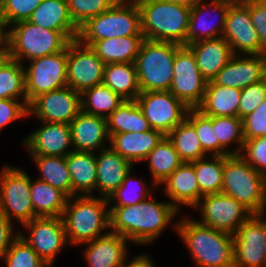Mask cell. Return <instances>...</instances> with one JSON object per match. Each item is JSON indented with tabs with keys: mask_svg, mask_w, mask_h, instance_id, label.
Masks as SVG:
<instances>
[{
	"mask_svg": "<svg viewBox=\"0 0 266 267\" xmlns=\"http://www.w3.org/2000/svg\"><path fill=\"white\" fill-rule=\"evenodd\" d=\"M109 207L110 232L136 245L154 243L181 213L168 201H156L153 194L135 205Z\"/></svg>",
	"mask_w": 266,
	"mask_h": 267,
	"instance_id": "obj_1",
	"label": "cell"
},
{
	"mask_svg": "<svg viewBox=\"0 0 266 267\" xmlns=\"http://www.w3.org/2000/svg\"><path fill=\"white\" fill-rule=\"evenodd\" d=\"M180 218L172 229L196 267H234V235L202 225L189 215Z\"/></svg>",
	"mask_w": 266,
	"mask_h": 267,
	"instance_id": "obj_2",
	"label": "cell"
},
{
	"mask_svg": "<svg viewBox=\"0 0 266 267\" xmlns=\"http://www.w3.org/2000/svg\"><path fill=\"white\" fill-rule=\"evenodd\" d=\"M109 205L108 199L94 195L68 198L61 217L71 247L91 242L110 232Z\"/></svg>",
	"mask_w": 266,
	"mask_h": 267,
	"instance_id": "obj_3",
	"label": "cell"
},
{
	"mask_svg": "<svg viewBox=\"0 0 266 267\" xmlns=\"http://www.w3.org/2000/svg\"><path fill=\"white\" fill-rule=\"evenodd\" d=\"M145 39L187 46L191 8L159 0H135Z\"/></svg>",
	"mask_w": 266,
	"mask_h": 267,
	"instance_id": "obj_4",
	"label": "cell"
},
{
	"mask_svg": "<svg viewBox=\"0 0 266 267\" xmlns=\"http://www.w3.org/2000/svg\"><path fill=\"white\" fill-rule=\"evenodd\" d=\"M221 193L235 198L253 215H258L266 208V176L240 154L226 155Z\"/></svg>",
	"mask_w": 266,
	"mask_h": 267,
	"instance_id": "obj_5",
	"label": "cell"
},
{
	"mask_svg": "<svg viewBox=\"0 0 266 267\" xmlns=\"http://www.w3.org/2000/svg\"><path fill=\"white\" fill-rule=\"evenodd\" d=\"M135 35H143L138 4L135 0H119L81 26L78 40L90 47L98 40Z\"/></svg>",
	"mask_w": 266,
	"mask_h": 267,
	"instance_id": "obj_6",
	"label": "cell"
},
{
	"mask_svg": "<svg viewBox=\"0 0 266 267\" xmlns=\"http://www.w3.org/2000/svg\"><path fill=\"white\" fill-rule=\"evenodd\" d=\"M10 58L31 61L63 51L71 42L62 32L42 28L27 21L13 24L5 30Z\"/></svg>",
	"mask_w": 266,
	"mask_h": 267,
	"instance_id": "obj_7",
	"label": "cell"
},
{
	"mask_svg": "<svg viewBox=\"0 0 266 267\" xmlns=\"http://www.w3.org/2000/svg\"><path fill=\"white\" fill-rule=\"evenodd\" d=\"M181 45L144 39L135 59L141 92L169 91L173 80V62Z\"/></svg>",
	"mask_w": 266,
	"mask_h": 267,
	"instance_id": "obj_8",
	"label": "cell"
},
{
	"mask_svg": "<svg viewBox=\"0 0 266 267\" xmlns=\"http://www.w3.org/2000/svg\"><path fill=\"white\" fill-rule=\"evenodd\" d=\"M0 171V213L21 226L35 215L30 195V176L24 168L4 165Z\"/></svg>",
	"mask_w": 266,
	"mask_h": 267,
	"instance_id": "obj_9",
	"label": "cell"
},
{
	"mask_svg": "<svg viewBox=\"0 0 266 267\" xmlns=\"http://www.w3.org/2000/svg\"><path fill=\"white\" fill-rule=\"evenodd\" d=\"M199 210L197 222L234 235L253 214L235 198L223 193L203 196L193 209Z\"/></svg>",
	"mask_w": 266,
	"mask_h": 267,
	"instance_id": "obj_10",
	"label": "cell"
},
{
	"mask_svg": "<svg viewBox=\"0 0 266 267\" xmlns=\"http://www.w3.org/2000/svg\"><path fill=\"white\" fill-rule=\"evenodd\" d=\"M25 68L26 100L68 86L67 47L56 54L45 55L29 61Z\"/></svg>",
	"mask_w": 266,
	"mask_h": 267,
	"instance_id": "obj_11",
	"label": "cell"
},
{
	"mask_svg": "<svg viewBox=\"0 0 266 267\" xmlns=\"http://www.w3.org/2000/svg\"><path fill=\"white\" fill-rule=\"evenodd\" d=\"M135 101L151 128L165 136L186 119L190 109L170 91L141 92Z\"/></svg>",
	"mask_w": 266,
	"mask_h": 267,
	"instance_id": "obj_12",
	"label": "cell"
},
{
	"mask_svg": "<svg viewBox=\"0 0 266 267\" xmlns=\"http://www.w3.org/2000/svg\"><path fill=\"white\" fill-rule=\"evenodd\" d=\"M28 235L18 231L32 249L53 267L58 254L70 246L67 240L62 217H37L22 225Z\"/></svg>",
	"mask_w": 266,
	"mask_h": 267,
	"instance_id": "obj_13",
	"label": "cell"
},
{
	"mask_svg": "<svg viewBox=\"0 0 266 267\" xmlns=\"http://www.w3.org/2000/svg\"><path fill=\"white\" fill-rule=\"evenodd\" d=\"M173 80L170 92L188 108L196 109L202 102L207 81L196 64L193 52L181 46L173 62Z\"/></svg>",
	"mask_w": 266,
	"mask_h": 267,
	"instance_id": "obj_14",
	"label": "cell"
},
{
	"mask_svg": "<svg viewBox=\"0 0 266 267\" xmlns=\"http://www.w3.org/2000/svg\"><path fill=\"white\" fill-rule=\"evenodd\" d=\"M81 111V93L70 86L40 94L28 104V117L44 122L70 124Z\"/></svg>",
	"mask_w": 266,
	"mask_h": 267,
	"instance_id": "obj_15",
	"label": "cell"
},
{
	"mask_svg": "<svg viewBox=\"0 0 266 267\" xmlns=\"http://www.w3.org/2000/svg\"><path fill=\"white\" fill-rule=\"evenodd\" d=\"M105 63L96 53L78 39L67 46V84L74 91L100 85L103 81Z\"/></svg>",
	"mask_w": 266,
	"mask_h": 267,
	"instance_id": "obj_16",
	"label": "cell"
},
{
	"mask_svg": "<svg viewBox=\"0 0 266 267\" xmlns=\"http://www.w3.org/2000/svg\"><path fill=\"white\" fill-rule=\"evenodd\" d=\"M222 37L235 55H262L260 39L251 22L249 0L230 5Z\"/></svg>",
	"mask_w": 266,
	"mask_h": 267,
	"instance_id": "obj_17",
	"label": "cell"
},
{
	"mask_svg": "<svg viewBox=\"0 0 266 267\" xmlns=\"http://www.w3.org/2000/svg\"><path fill=\"white\" fill-rule=\"evenodd\" d=\"M234 267H266V226L258 215L234 234Z\"/></svg>",
	"mask_w": 266,
	"mask_h": 267,
	"instance_id": "obj_18",
	"label": "cell"
},
{
	"mask_svg": "<svg viewBox=\"0 0 266 267\" xmlns=\"http://www.w3.org/2000/svg\"><path fill=\"white\" fill-rule=\"evenodd\" d=\"M40 127L22 141L29 155L66 157L73 151L70 125L39 121Z\"/></svg>",
	"mask_w": 266,
	"mask_h": 267,
	"instance_id": "obj_19",
	"label": "cell"
},
{
	"mask_svg": "<svg viewBox=\"0 0 266 267\" xmlns=\"http://www.w3.org/2000/svg\"><path fill=\"white\" fill-rule=\"evenodd\" d=\"M208 1V0H206ZM201 0L191 8L188 31L187 46L200 40L214 39L222 36L230 3L209 0ZM212 12V13H211ZM211 13V14H210ZM215 15L214 20L206 16ZM215 22V23H214Z\"/></svg>",
	"mask_w": 266,
	"mask_h": 267,
	"instance_id": "obj_20",
	"label": "cell"
},
{
	"mask_svg": "<svg viewBox=\"0 0 266 267\" xmlns=\"http://www.w3.org/2000/svg\"><path fill=\"white\" fill-rule=\"evenodd\" d=\"M266 77V54L233 55L212 80L214 84L245 89Z\"/></svg>",
	"mask_w": 266,
	"mask_h": 267,
	"instance_id": "obj_21",
	"label": "cell"
},
{
	"mask_svg": "<svg viewBox=\"0 0 266 267\" xmlns=\"http://www.w3.org/2000/svg\"><path fill=\"white\" fill-rule=\"evenodd\" d=\"M69 125L73 151L97 153L109 147L110 136L105 117L81 111Z\"/></svg>",
	"mask_w": 266,
	"mask_h": 267,
	"instance_id": "obj_22",
	"label": "cell"
},
{
	"mask_svg": "<svg viewBox=\"0 0 266 267\" xmlns=\"http://www.w3.org/2000/svg\"><path fill=\"white\" fill-rule=\"evenodd\" d=\"M134 166L110 146L96 153V192L108 199Z\"/></svg>",
	"mask_w": 266,
	"mask_h": 267,
	"instance_id": "obj_23",
	"label": "cell"
},
{
	"mask_svg": "<svg viewBox=\"0 0 266 267\" xmlns=\"http://www.w3.org/2000/svg\"><path fill=\"white\" fill-rule=\"evenodd\" d=\"M162 184L163 194L179 212L182 206L193 209L201 199L192 162H183Z\"/></svg>",
	"mask_w": 266,
	"mask_h": 267,
	"instance_id": "obj_24",
	"label": "cell"
},
{
	"mask_svg": "<svg viewBox=\"0 0 266 267\" xmlns=\"http://www.w3.org/2000/svg\"><path fill=\"white\" fill-rule=\"evenodd\" d=\"M129 240L119 234H107L84 245L83 258L88 267H121L128 255Z\"/></svg>",
	"mask_w": 266,
	"mask_h": 267,
	"instance_id": "obj_25",
	"label": "cell"
},
{
	"mask_svg": "<svg viewBox=\"0 0 266 267\" xmlns=\"http://www.w3.org/2000/svg\"><path fill=\"white\" fill-rule=\"evenodd\" d=\"M187 47L193 52L199 71L207 82L212 81L234 55L222 36L200 40Z\"/></svg>",
	"mask_w": 266,
	"mask_h": 267,
	"instance_id": "obj_26",
	"label": "cell"
},
{
	"mask_svg": "<svg viewBox=\"0 0 266 267\" xmlns=\"http://www.w3.org/2000/svg\"><path fill=\"white\" fill-rule=\"evenodd\" d=\"M164 137L162 132L154 129L145 132L118 133L110 137L109 146L135 166L136 162H144Z\"/></svg>",
	"mask_w": 266,
	"mask_h": 267,
	"instance_id": "obj_27",
	"label": "cell"
},
{
	"mask_svg": "<svg viewBox=\"0 0 266 267\" xmlns=\"http://www.w3.org/2000/svg\"><path fill=\"white\" fill-rule=\"evenodd\" d=\"M28 21L42 28L60 31L70 41L78 39L79 28L70 17L66 0H42Z\"/></svg>",
	"mask_w": 266,
	"mask_h": 267,
	"instance_id": "obj_28",
	"label": "cell"
},
{
	"mask_svg": "<svg viewBox=\"0 0 266 267\" xmlns=\"http://www.w3.org/2000/svg\"><path fill=\"white\" fill-rule=\"evenodd\" d=\"M72 181V196L96 192V153L72 151L66 156Z\"/></svg>",
	"mask_w": 266,
	"mask_h": 267,
	"instance_id": "obj_29",
	"label": "cell"
},
{
	"mask_svg": "<svg viewBox=\"0 0 266 267\" xmlns=\"http://www.w3.org/2000/svg\"><path fill=\"white\" fill-rule=\"evenodd\" d=\"M241 89L230 88L207 82L201 104L196 108L208 117H238Z\"/></svg>",
	"mask_w": 266,
	"mask_h": 267,
	"instance_id": "obj_30",
	"label": "cell"
},
{
	"mask_svg": "<svg viewBox=\"0 0 266 267\" xmlns=\"http://www.w3.org/2000/svg\"><path fill=\"white\" fill-rule=\"evenodd\" d=\"M144 39L143 35L102 39L90 48L105 64L134 63Z\"/></svg>",
	"mask_w": 266,
	"mask_h": 267,
	"instance_id": "obj_31",
	"label": "cell"
},
{
	"mask_svg": "<svg viewBox=\"0 0 266 267\" xmlns=\"http://www.w3.org/2000/svg\"><path fill=\"white\" fill-rule=\"evenodd\" d=\"M30 195L37 217H61L69 198L63 191L47 182L31 177Z\"/></svg>",
	"mask_w": 266,
	"mask_h": 267,
	"instance_id": "obj_32",
	"label": "cell"
},
{
	"mask_svg": "<svg viewBox=\"0 0 266 267\" xmlns=\"http://www.w3.org/2000/svg\"><path fill=\"white\" fill-rule=\"evenodd\" d=\"M102 84L124 100H135L141 93L134 63L106 64Z\"/></svg>",
	"mask_w": 266,
	"mask_h": 267,
	"instance_id": "obj_33",
	"label": "cell"
},
{
	"mask_svg": "<svg viewBox=\"0 0 266 267\" xmlns=\"http://www.w3.org/2000/svg\"><path fill=\"white\" fill-rule=\"evenodd\" d=\"M148 161L151 183L158 189L162 183L183 163L172 142L165 136L149 153L144 162Z\"/></svg>",
	"mask_w": 266,
	"mask_h": 267,
	"instance_id": "obj_34",
	"label": "cell"
},
{
	"mask_svg": "<svg viewBox=\"0 0 266 267\" xmlns=\"http://www.w3.org/2000/svg\"><path fill=\"white\" fill-rule=\"evenodd\" d=\"M108 134L152 130L135 100H124L107 118Z\"/></svg>",
	"mask_w": 266,
	"mask_h": 267,
	"instance_id": "obj_35",
	"label": "cell"
},
{
	"mask_svg": "<svg viewBox=\"0 0 266 267\" xmlns=\"http://www.w3.org/2000/svg\"><path fill=\"white\" fill-rule=\"evenodd\" d=\"M40 175L37 179L47 182L54 188L72 197V181L66 157L30 155Z\"/></svg>",
	"mask_w": 266,
	"mask_h": 267,
	"instance_id": "obj_36",
	"label": "cell"
},
{
	"mask_svg": "<svg viewBox=\"0 0 266 267\" xmlns=\"http://www.w3.org/2000/svg\"><path fill=\"white\" fill-rule=\"evenodd\" d=\"M216 139H219V156L239 155L244 146L243 121L239 117H213ZM232 144L236 146L231 149Z\"/></svg>",
	"mask_w": 266,
	"mask_h": 267,
	"instance_id": "obj_37",
	"label": "cell"
},
{
	"mask_svg": "<svg viewBox=\"0 0 266 267\" xmlns=\"http://www.w3.org/2000/svg\"><path fill=\"white\" fill-rule=\"evenodd\" d=\"M224 161L225 156H206L192 161L201 198L205 195L221 193Z\"/></svg>",
	"mask_w": 266,
	"mask_h": 267,
	"instance_id": "obj_38",
	"label": "cell"
},
{
	"mask_svg": "<svg viewBox=\"0 0 266 267\" xmlns=\"http://www.w3.org/2000/svg\"><path fill=\"white\" fill-rule=\"evenodd\" d=\"M124 99L109 87L100 84L81 93L82 111L107 118Z\"/></svg>",
	"mask_w": 266,
	"mask_h": 267,
	"instance_id": "obj_39",
	"label": "cell"
},
{
	"mask_svg": "<svg viewBox=\"0 0 266 267\" xmlns=\"http://www.w3.org/2000/svg\"><path fill=\"white\" fill-rule=\"evenodd\" d=\"M167 137L183 162H192L208 156L201 147L195 128L186 119Z\"/></svg>",
	"mask_w": 266,
	"mask_h": 267,
	"instance_id": "obj_40",
	"label": "cell"
},
{
	"mask_svg": "<svg viewBox=\"0 0 266 267\" xmlns=\"http://www.w3.org/2000/svg\"><path fill=\"white\" fill-rule=\"evenodd\" d=\"M133 170L134 168L130 170L119 188L108 198L111 204L109 206L135 205L151 196L154 193L153 190H159L153 183L148 186L145 180L133 177ZM151 185L154 186L153 189Z\"/></svg>",
	"mask_w": 266,
	"mask_h": 267,
	"instance_id": "obj_41",
	"label": "cell"
},
{
	"mask_svg": "<svg viewBox=\"0 0 266 267\" xmlns=\"http://www.w3.org/2000/svg\"><path fill=\"white\" fill-rule=\"evenodd\" d=\"M0 99H26L25 68L9 58L0 68Z\"/></svg>",
	"mask_w": 266,
	"mask_h": 267,
	"instance_id": "obj_42",
	"label": "cell"
},
{
	"mask_svg": "<svg viewBox=\"0 0 266 267\" xmlns=\"http://www.w3.org/2000/svg\"><path fill=\"white\" fill-rule=\"evenodd\" d=\"M186 120L195 128L203 151L208 156H219V139H216L213 117H208L197 109H189Z\"/></svg>",
	"mask_w": 266,
	"mask_h": 267,
	"instance_id": "obj_43",
	"label": "cell"
},
{
	"mask_svg": "<svg viewBox=\"0 0 266 267\" xmlns=\"http://www.w3.org/2000/svg\"><path fill=\"white\" fill-rule=\"evenodd\" d=\"M2 262L6 267H50L20 235L12 241Z\"/></svg>",
	"mask_w": 266,
	"mask_h": 267,
	"instance_id": "obj_44",
	"label": "cell"
},
{
	"mask_svg": "<svg viewBox=\"0 0 266 267\" xmlns=\"http://www.w3.org/2000/svg\"><path fill=\"white\" fill-rule=\"evenodd\" d=\"M70 17L80 28L90 18L110 9L119 0H66Z\"/></svg>",
	"mask_w": 266,
	"mask_h": 267,
	"instance_id": "obj_45",
	"label": "cell"
},
{
	"mask_svg": "<svg viewBox=\"0 0 266 267\" xmlns=\"http://www.w3.org/2000/svg\"><path fill=\"white\" fill-rule=\"evenodd\" d=\"M42 0H5L0 9V22L4 30L13 24L27 21Z\"/></svg>",
	"mask_w": 266,
	"mask_h": 267,
	"instance_id": "obj_46",
	"label": "cell"
},
{
	"mask_svg": "<svg viewBox=\"0 0 266 267\" xmlns=\"http://www.w3.org/2000/svg\"><path fill=\"white\" fill-rule=\"evenodd\" d=\"M266 98V77L241 90L238 117L243 119L252 113Z\"/></svg>",
	"mask_w": 266,
	"mask_h": 267,
	"instance_id": "obj_47",
	"label": "cell"
},
{
	"mask_svg": "<svg viewBox=\"0 0 266 267\" xmlns=\"http://www.w3.org/2000/svg\"><path fill=\"white\" fill-rule=\"evenodd\" d=\"M240 155L257 172L266 176V136L245 140Z\"/></svg>",
	"mask_w": 266,
	"mask_h": 267,
	"instance_id": "obj_48",
	"label": "cell"
},
{
	"mask_svg": "<svg viewBox=\"0 0 266 267\" xmlns=\"http://www.w3.org/2000/svg\"><path fill=\"white\" fill-rule=\"evenodd\" d=\"M244 139H255L266 136V98L250 114L243 119Z\"/></svg>",
	"mask_w": 266,
	"mask_h": 267,
	"instance_id": "obj_49",
	"label": "cell"
},
{
	"mask_svg": "<svg viewBox=\"0 0 266 267\" xmlns=\"http://www.w3.org/2000/svg\"><path fill=\"white\" fill-rule=\"evenodd\" d=\"M28 117L26 99H0V131L12 122Z\"/></svg>",
	"mask_w": 266,
	"mask_h": 267,
	"instance_id": "obj_50",
	"label": "cell"
},
{
	"mask_svg": "<svg viewBox=\"0 0 266 267\" xmlns=\"http://www.w3.org/2000/svg\"><path fill=\"white\" fill-rule=\"evenodd\" d=\"M249 13L260 39L262 55L266 54V6L259 0H249Z\"/></svg>",
	"mask_w": 266,
	"mask_h": 267,
	"instance_id": "obj_51",
	"label": "cell"
},
{
	"mask_svg": "<svg viewBox=\"0 0 266 267\" xmlns=\"http://www.w3.org/2000/svg\"><path fill=\"white\" fill-rule=\"evenodd\" d=\"M18 231V228L15 229V225L0 213V262L3 261L12 241L19 235Z\"/></svg>",
	"mask_w": 266,
	"mask_h": 267,
	"instance_id": "obj_52",
	"label": "cell"
},
{
	"mask_svg": "<svg viewBox=\"0 0 266 267\" xmlns=\"http://www.w3.org/2000/svg\"><path fill=\"white\" fill-rule=\"evenodd\" d=\"M128 257V255L125 257L121 267H155L154 261L150 258L152 256H149V254H137L130 261Z\"/></svg>",
	"mask_w": 266,
	"mask_h": 267,
	"instance_id": "obj_53",
	"label": "cell"
},
{
	"mask_svg": "<svg viewBox=\"0 0 266 267\" xmlns=\"http://www.w3.org/2000/svg\"><path fill=\"white\" fill-rule=\"evenodd\" d=\"M9 58H10L9 46L6 39H4L0 43V68L8 61Z\"/></svg>",
	"mask_w": 266,
	"mask_h": 267,
	"instance_id": "obj_54",
	"label": "cell"
},
{
	"mask_svg": "<svg viewBox=\"0 0 266 267\" xmlns=\"http://www.w3.org/2000/svg\"><path fill=\"white\" fill-rule=\"evenodd\" d=\"M162 2H169L174 4H179L183 6H187L189 8H193L196 6L201 0H159Z\"/></svg>",
	"mask_w": 266,
	"mask_h": 267,
	"instance_id": "obj_55",
	"label": "cell"
},
{
	"mask_svg": "<svg viewBox=\"0 0 266 267\" xmlns=\"http://www.w3.org/2000/svg\"><path fill=\"white\" fill-rule=\"evenodd\" d=\"M215 1L227 2V3H230L231 5H233V4H242V3L245 2V0H215Z\"/></svg>",
	"mask_w": 266,
	"mask_h": 267,
	"instance_id": "obj_56",
	"label": "cell"
},
{
	"mask_svg": "<svg viewBox=\"0 0 266 267\" xmlns=\"http://www.w3.org/2000/svg\"><path fill=\"white\" fill-rule=\"evenodd\" d=\"M5 39V30L0 22V43Z\"/></svg>",
	"mask_w": 266,
	"mask_h": 267,
	"instance_id": "obj_57",
	"label": "cell"
},
{
	"mask_svg": "<svg viewBox=\"0 0 266 267\" xmlns=\"http://www.w3.org/2000/svg\"><path fill=\"white\" fill-rule=\"evenodd\" d=\"M266 208L261 212V213H259L258 214V216L265 222V226H266Z\"/></svg>",
	"mask_w": 266,
	"mask_h": 267,
	"instance_id": "obj_58",
	"label": "cell"
},
{
	"mask_svg": "<svg viewBox=\"0 0 266 267\" xmlns=\"http://www.w3.org/2000/svg\"><path fill=\"white\" fill-rule=\"evenodd\" d=\"M4 2H5V0H0V9L3 6Z\"/></svg>",
	"mask_w": 266,
	"mask_h": 267,
	"instance_id": "obj_59",
	"label": "cell"
},
{
	"mask_svg": "<svg viewBox=\"0 0 266 267\" xmlns=\"http://www.w3.org/2000/svg\"><path fill=\"white\" fill-rule=\"evenodd\" d=\"M263 5L266 6V0H259Z\"/></svg>",
	"mask_w": 266,
	"mask_h": 267,
	"instance_id": "obj_60",
	"label": "cell"
}]
</instances>
